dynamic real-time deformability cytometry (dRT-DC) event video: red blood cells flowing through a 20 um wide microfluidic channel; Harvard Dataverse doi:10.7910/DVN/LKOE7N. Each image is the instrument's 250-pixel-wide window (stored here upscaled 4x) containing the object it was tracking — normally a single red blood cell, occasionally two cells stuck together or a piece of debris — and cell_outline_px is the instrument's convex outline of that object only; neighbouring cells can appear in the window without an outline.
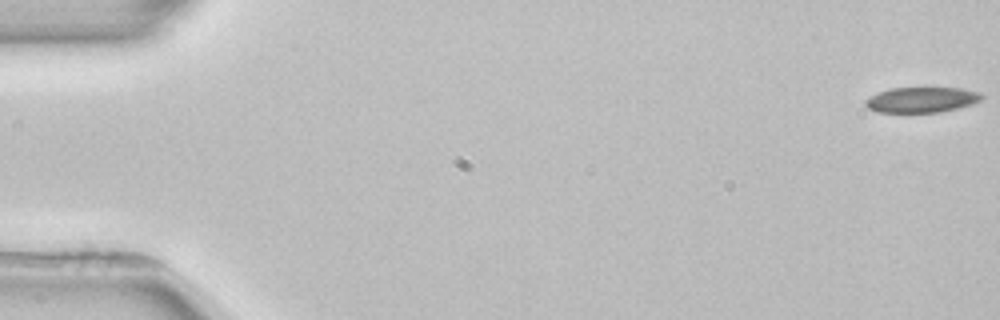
{"species": "common noctule bat (a hibernating species)", "species_latin": "Nyctalus noctula", "temperature_condition": "room temperature", "stored_images_in_passage": 5, "camera_frame_rate_fps": 3000, "um_per_image_px": 0.085, "animal": {"sex": "female", "body_mass_g": 22.7, "forearm_length_mm": 54.2}, "frame": {"image": 1, "passage_image": 1, "time_ms": 0.0, "image_size_px": [1000, 320], "cell_outline_px": [[984, 96], [980, 100], [972, 104], [940, 112], [876, 112], [868, 108], [864, 104], [864, 100], [868, 96], [876, 92], [892, 88], [960, 88], [980, 92]], "centroid_in_image_um": [78.29, 8.47], "position_along_channel_um": 6.7, "area_um2": 17.28}}
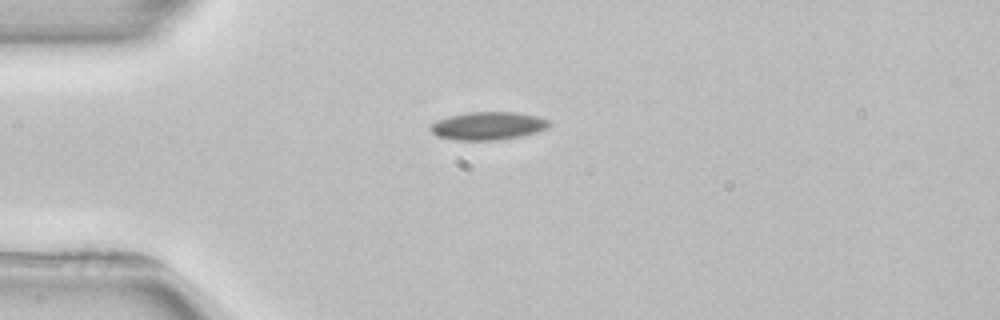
{"frame": {"image": 2, "passage_image": 4, "time_ms": 4.333, "image_size_px": [1000, 320], "cell_outline_px": [[552, 124], [548, 128], [536, 132], [520, 136], [496, 140], [456, 140], [436, 136], [428, 128], [436, 120], [448, 116], [468, 112], [516, 112], [536, 116], [548, 120]], "centroid_in_image_um": [41.46, 10.69], "position_along_channel_um": 43.5, "area_um2": 19.42}}